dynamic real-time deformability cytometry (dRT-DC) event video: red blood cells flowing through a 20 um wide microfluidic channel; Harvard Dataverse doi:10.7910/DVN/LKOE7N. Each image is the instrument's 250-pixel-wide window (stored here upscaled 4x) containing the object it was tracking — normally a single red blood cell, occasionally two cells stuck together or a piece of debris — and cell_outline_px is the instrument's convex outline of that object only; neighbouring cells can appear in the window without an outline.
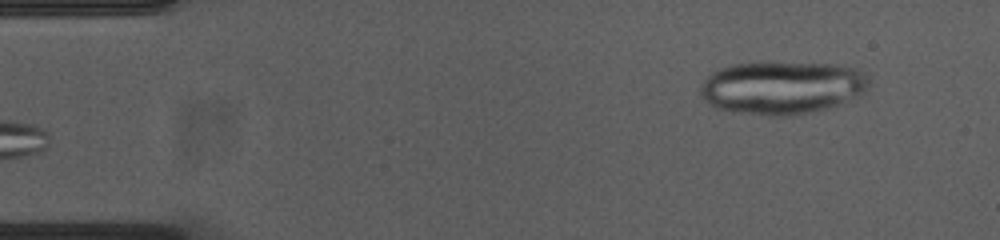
{"species": "common noctule bat (a hibernating species)", "species_latin": "Nyctalus noctula", "temperature_condition": "cold", "stored_images_in_passage": 14, "camera_frame_rate_fps": 3000, "um_per_image_px": 0.085, "animal": {"sex": "female", "body_mass_g": 23.0, "forearm_length_mm": 53.4}, "frame": {"image": 1, "passage_image": 1, "time_ms": 0.0, "image_size_px": [1000, 240], "cell_outline_px": [[872, 84], [868, 88], [828, 108], [788, 116], [768, 116], [736, 112], [716, 108], [708, 104], [700, 96], [700, 88], [704, 80], [712, 72], [720, 68], [732, 64], [768, 60], [776, 60], [836, 64], [856, 68], [868, 72], [872, 80]], "centroid_in_image_um": [66.46, 7.39], "position_along_channel_um": 18.5, "area_um2": 53.23}}